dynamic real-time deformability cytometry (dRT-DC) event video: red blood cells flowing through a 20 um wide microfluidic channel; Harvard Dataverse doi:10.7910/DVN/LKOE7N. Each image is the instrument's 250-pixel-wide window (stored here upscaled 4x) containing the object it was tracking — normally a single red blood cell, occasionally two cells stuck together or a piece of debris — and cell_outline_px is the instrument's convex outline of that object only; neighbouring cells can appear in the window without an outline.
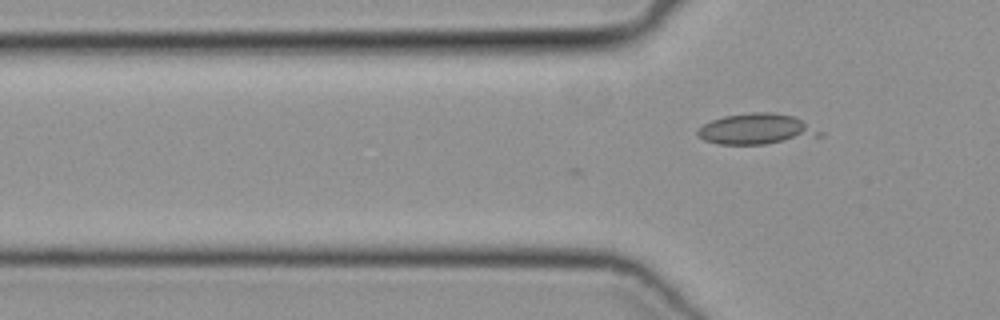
{"species": "common noctule bat (a hibernating species)", "species_latin": "Nyctalus noctula", "temperature_condition": "cold", "stored_images_in_passage": 5, "camera_frame_rate_fps": 3000, "um_per_image_px": 0.085, "animal": {"sex": "female", "body_mass_g": 19.3, "forearm_length_mm": 54.1}, "frame": {"image": 1, "passage_image": 5, "time_ms": 1.333, "image_size_px": [1000, 320], "cell_outline_px": [[824, 136], [764, 144], [720, 144], [704, 140], [696, 132], [704, 124], [712, 120], [724, 116], [752, 112], [772, 112], [792, 116], [824, 132]], "centroid_in_image_um": [64.33, 10.97], "position_along_channel_um": 61.5, "area_um2": 21.68}}